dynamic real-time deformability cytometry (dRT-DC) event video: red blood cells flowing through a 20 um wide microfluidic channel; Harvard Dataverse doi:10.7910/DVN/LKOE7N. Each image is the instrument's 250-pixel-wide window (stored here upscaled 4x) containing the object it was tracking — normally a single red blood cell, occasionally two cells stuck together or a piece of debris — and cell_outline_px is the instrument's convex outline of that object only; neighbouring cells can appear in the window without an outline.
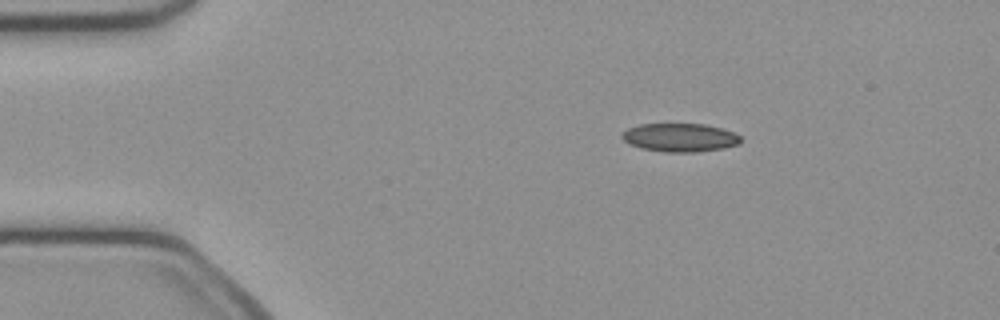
{"species": "common noctule bat (a hibernating species)", "species_latin": "Nyctalus noctula", "temperature_condition": "cold", "stored_images_in_passage": 43, "camera_frame_rate_fps": 3000, "um_per_image_px": 0.085, "animal": {"sex": "female", "body_mass_g": 21.9}, "frame": {"image": 1, "passage_image": 1, "time_ms": 0.0, "image_size_px": [1000, 320], "cell_outline_px": [[740, 144], [724, 148], [696, 152], [664, 152], [640, 148], [628, 144], [620, 136], [628, 128], [640, 124], [704, 124], [720, 128], [732, 132], [740, 136]], "centroid_in_image_um": [57.77, 11.7], "position_along_channel_um": 27.2, "area_um2": 19.65}}
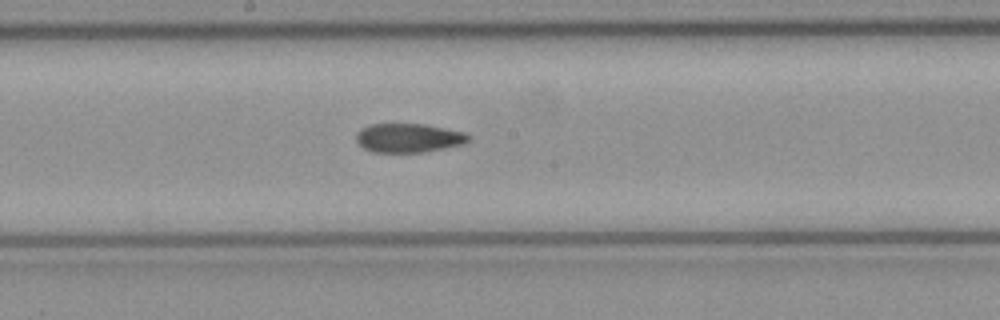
{"frame": {"image": 2, "passage_image": 19, "time_ms": 6.0, "image_size_px": [1000, 320], "cell_outline_px": [[472, 140], [464, 144], [424, 152], [372, 152], [364, 148], [356, 140], [356, 136], [360, 128], [372, 124], [424, 124], [464, 132], [472, 136]], "centroid_in_image_um": [34.77, 11.72], "position_along_channel_um": 213.4, "area_um2": 19.02}}
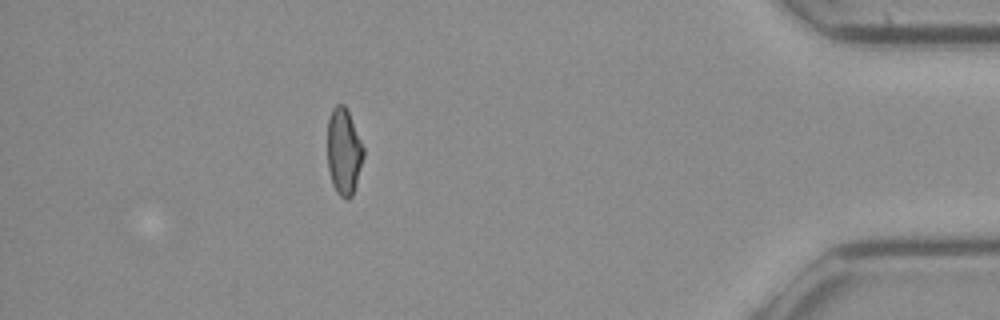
{"frame": {"image": 3, "passage_image": 37, "time_ms": 12.0, "image_size_px": [1000, 320], "cell_outline_px": [[364, 156], [352, 196], [348, 200], [340, 196], [336, 192], [332, 184], [328, 168], [328, 120], [332, 108], [336, 104], [344, 104], [348, 112], [364, 148]], "centroid_in_image_um": [29.21, 12.9], "position_along_channel_um": 406.0, "area_um2": 18.03}, "authors_computed_cell_mechanics": {"area_um2": 19.652, "velocity_mm_per_s": 4.08, "shape_relaxation_time_tau1_ms": null, "shape_relaxation_time_tau2_ms": 6.7394, "deformation_change_tau1": null, "deformation_change_tau2": 0.1331}}